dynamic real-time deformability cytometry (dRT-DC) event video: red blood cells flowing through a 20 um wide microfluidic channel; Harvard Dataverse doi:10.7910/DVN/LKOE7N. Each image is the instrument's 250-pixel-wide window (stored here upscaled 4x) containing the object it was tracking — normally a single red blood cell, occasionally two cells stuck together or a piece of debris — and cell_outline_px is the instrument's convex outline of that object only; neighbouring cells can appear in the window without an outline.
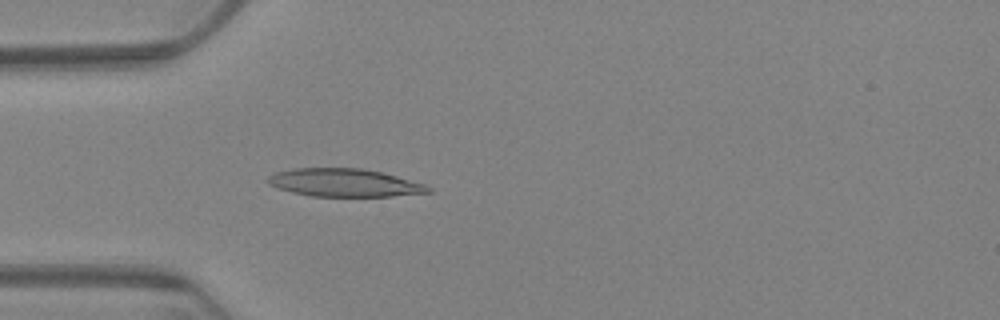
{"species": "Egyptian fruit bat (a non-hibernating species)", "species_latin": "Rousettus aegyptiacus", "temperature_condition": "warm", "stored_images_in_passage": 61, "camera_frame_rate_fps": 3000, "um_per_image_px": 0.085, "animal": {"sex": "female"}, "frame": {"image": 1, "passage_image": 18, "time_ms": 5.667, "image_size_px": [1000, 320], "cell_outline_px": [[432, 192], [392, 196], [312, 196], [292, 192], [276, 188], [268, 184], [264, 180], [268, 176], [276, 172], [292, 168], [364, 168], [384, 172], [424, 184], [432, 188]], "centroid_in_image_um": [29.24, 15.52], "position_along_channel_um": 55.8, "area_um2": 26.36}}
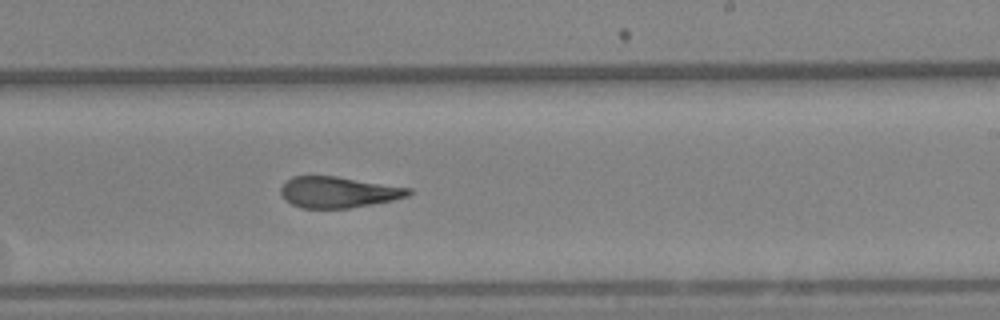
{"frame": {"image": 2, "passage_image": 37, "time_ms": 12.0, "image_size_px": [1000, 320], "cell_outline_px": [[412, 192], [408, 196], [392, 200], [348, 208], [300, 208], [284, 200], [280, 192], [280, 188], [292, 176], [336, 176], [412, 188]], "centroid_in_image_um": [28.74, 16.33], "position_along_channel_um": 260.3, "area_um2": 23.06}}
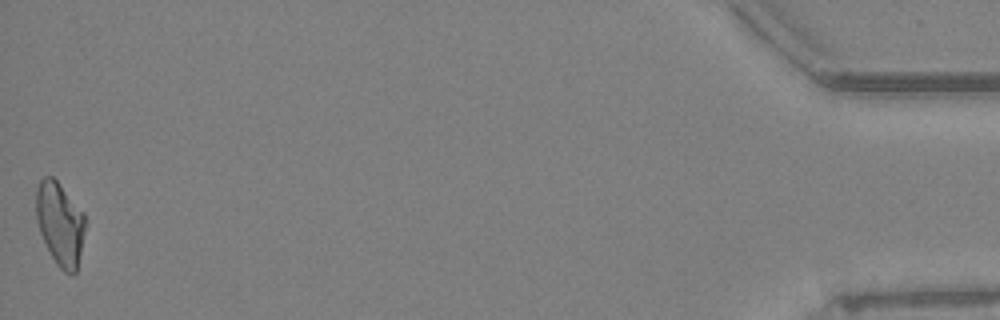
{"frame": {"image": 3, "passage_image": 61, "time_ms": 20.0, "image_size_px": [1000, 320], "cell_outline_px": [[84, 232], [76, 272], [72, 276], [64, 272], [56, 264], [40, 232], [36, 220], [36, 188], [40, 180], [44, 176], [52, 176], [56, 180], [84, 212]], "centroid_in_image_um": [5.09, 19.01], "position_along_channel_um": 430.1, "area_um2": 23.58}, "authors_computed_cell_mechanics": {"area_um2": 24.7384, "velocity_mm_per_s": 3.3281, "shape_relaxation_time_tau1_ms": null, "shape_relaxation_time_tau2_ms": 2.1492, "deformation_change_tau1": null, "deformation_change_tau2": 0.0928}}